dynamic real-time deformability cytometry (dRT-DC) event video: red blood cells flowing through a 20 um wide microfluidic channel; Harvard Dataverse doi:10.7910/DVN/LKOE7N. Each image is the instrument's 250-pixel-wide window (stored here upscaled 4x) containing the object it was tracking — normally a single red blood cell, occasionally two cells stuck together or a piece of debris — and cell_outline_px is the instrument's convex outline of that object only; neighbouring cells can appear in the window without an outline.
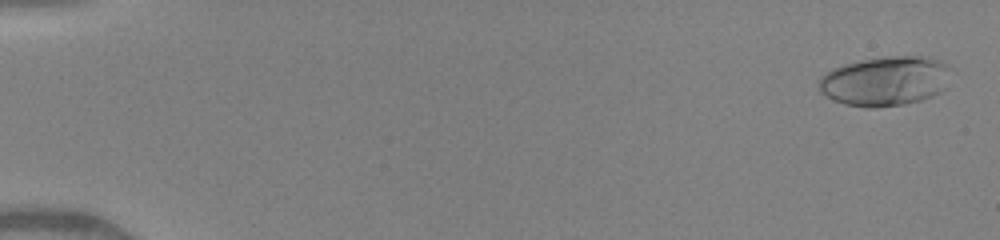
{"species": "human", "species_latin": "Homo sapiens", "temperature_condition": "warm", "stored_images_in_passage": 44, "camera_frame_rate_fps": 3000, "um_per_image_px": 0.085, "donor": {"sex": "female"}, "frame": {"image": 1, "passage_image": 1, "time_ms": 0.0, "image_size_px": [1000, 240], "cell_outline_px": [[948, 88], [932, 96], [920, 100], [904, 104], [876, 108], [868, 108], [844, 104], [832, 100], [820, 92], [820, 76], [832, 68], [844, 64], [860, 60], [884, 56], [924, 56], [940, 60], [948, 64]], "centroid_in_image_um": [75.24, 6.89], "position_along_channel_um": 9.8, "area_um2": 38.49}}
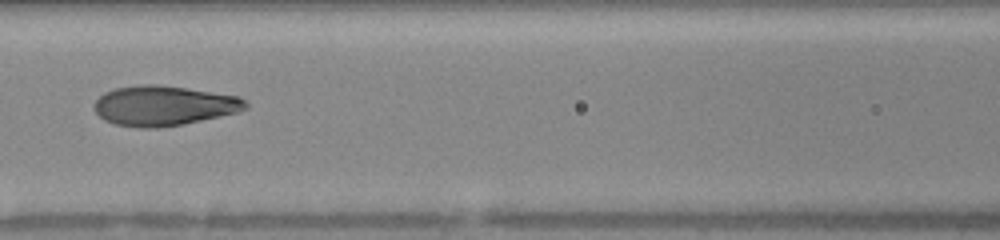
{"frame": {"image": 2, "passage_image": 23, "time_ms": 7.333, "image_size_px": [1000, 240], "cell_outline_px": [[248, 108], [240, 112], [184, 124], [156, 128], [140, 128], [112, 124], [104, 120], [96, 112], [92, 104], [104, 92], [116, 88], [140, 84], [156, 84], [240, 96], [248, 104]], "centroid_in_image_um": [13.91, 8.99], "position_along_channel_um": 152.7, "area_um2": 35.43}}
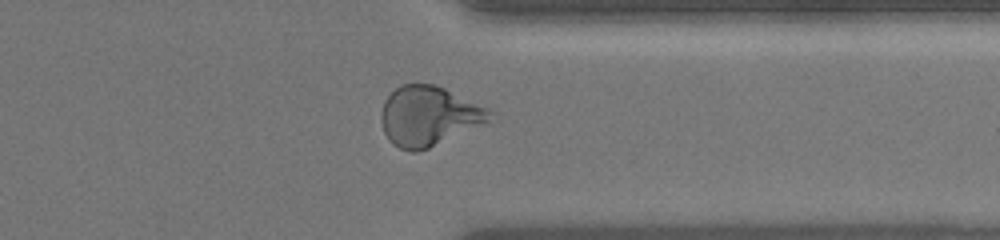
{"frame": {"image": 3, "passage_image": 39, "time_ms": 12.667, "image_size_px": [1000, 240], "cell_outline_px": [[496, 112], [484, 124], [428, 148], [416, 152], [408, 152], [392, 144], [388, 140], [384, 132], [380, 120], [380, 112], [384, 100], [400, 84], [432, 84], [444, 88], [488, 108]], "centroid_in_image_um": [36.41, 9.87], "position_along_channel_um": 375.0, "area_um2": 37.74}, "authors_computed_cell_mechanics": {"area_um2": 35.0268, "velocity_mm_per_s": 4.1761, "shape_relaxation_time_tau1_ms": 5.8252, "shape_relaxation_time_tau2_ms": 0.8442, "deformation_change_tau1": 0.2473, "deformation_change_tau2": 0.0768}}